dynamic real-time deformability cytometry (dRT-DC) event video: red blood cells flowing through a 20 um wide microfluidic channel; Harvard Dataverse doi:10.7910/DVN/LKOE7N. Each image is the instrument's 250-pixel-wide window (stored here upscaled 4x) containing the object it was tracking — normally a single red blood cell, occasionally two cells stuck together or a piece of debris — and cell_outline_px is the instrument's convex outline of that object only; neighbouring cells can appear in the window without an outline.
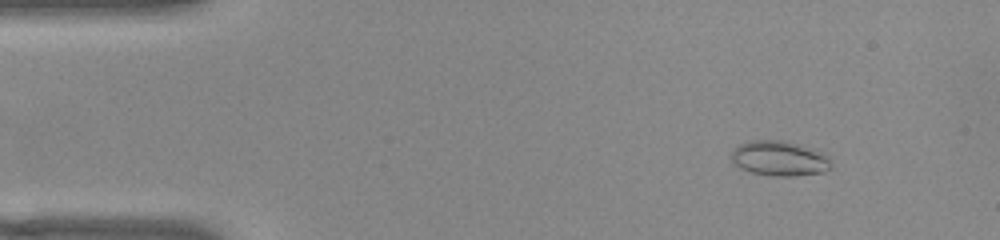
{"species": "common noctule bat (a hibernating species)", "species_latin": "Nyctalus noctula", "temperature_condition": "warm", "stored_images_in_passage": 54, "camera_frame_rate_fps": 3000, "um_per_image_px": 0.085, "animal": {"sex": "female", "body_mass_g": 22.0, "forearm_length_mm": 56.7}, "frame": {"image": 1, "passage_image": 6, "time_ms": 1.667, "image_size_px": [1000, 240], "cell_outline_px": [[832, 168], [824, 172], [796, 176], [768, 176], [752, 172], [740, 168], [732, 160], [732, 152], [740, 144], [752, 140], [784, 140], [796, 144], [824, 156], [832, 164]], "centroid_in_image_um": [66.21, 13.49], "position_along_channel_um": 18.8, "area_um2": 19.83}}
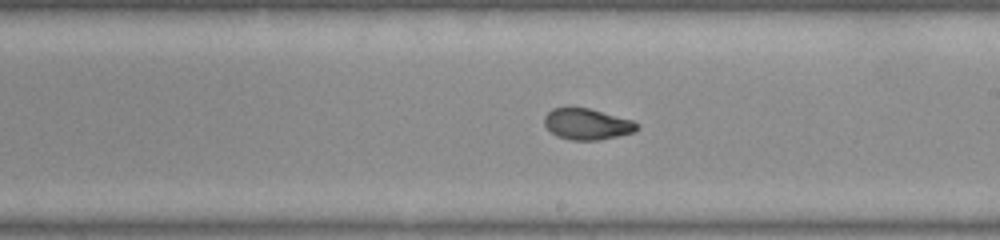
{"frame": {"image": 2, "passage_image": 30, "time_ms": 9.667, "image_size_px": [1000, 240], "cell_outline_px": [[640, 128], [636, 132], [600, 140], [572, 140], [556, 136], [544, 124], [544, 116], [552, 108], [588, 108], [632, 120], [640, 124]], "centroid_in_image_um": [49.94, 10.56], "position_along_channel_um": 239.1, "area_um2": 16.82}}
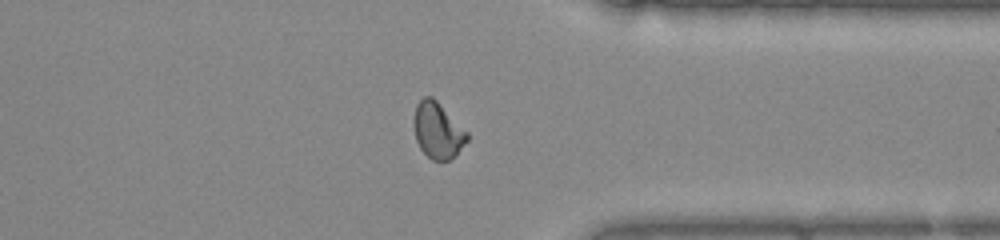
{"frame": {"image": 3, "passage_image": 41, "time_ms": 13.333, "image_size_px": [1000, 240], "cell_outline_px": [[468, 140], [456, 156], [448, 160], [432, 160], [420, 148], [416, 140], [412, 124], [412, 120], [416, 104], [424, 96], [432, 96], [468, 132]], "centroid_in_image_um": [37.19, 11.08], "position_along_channel_um": 374.2, "area_um2": 17.57}, "authors_computed_cell_mechanics": {"area_um2": 17.629, "velocity_mm_per_s": 3.8286, "shape_relaxation_time_tau1_ms": 5.043, "shape_relaxation_time_tau2_ms": 1.2445, "deformation_change_tau1": 0.2058, "deformation_change_tau2": 0.0644}}